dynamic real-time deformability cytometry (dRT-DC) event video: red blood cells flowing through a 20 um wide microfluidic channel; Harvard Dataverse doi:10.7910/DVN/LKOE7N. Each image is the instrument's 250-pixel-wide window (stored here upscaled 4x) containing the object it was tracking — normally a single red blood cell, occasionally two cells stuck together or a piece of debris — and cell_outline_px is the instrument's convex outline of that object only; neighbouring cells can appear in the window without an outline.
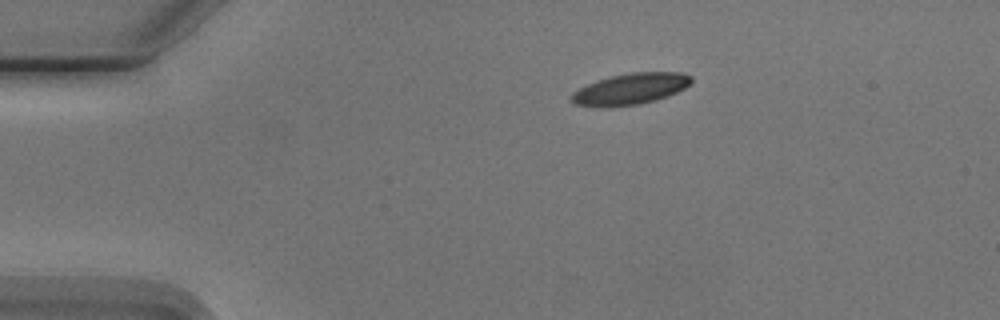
{"species": "Egyptian fruit bat (a non-hibernating species)", "species_latin": "Rousettus aegyptiacus", "temperature_condition": "cold", "stored_images_in_passage": 4, "camera_frame_rate_fps": 3000, "um_per_image_px": 0.085, "animal": {"sex": "male"}, "frame": {"image": 1, "passage_image": 4, "time_ms": 4.333, "image_size_px": [1000, 320], "cell_outline_px": [[692, 80], [684, 88], [668, 96], [656, 100], [640, 104], [604, 108], [576, 104], [572, 100], [572, 92], [596, 80], [612, 76], [632, 72], [680, 72], [692, 76]], "centroid_in_image_um": [53.59, 7.56], "position_along_channel_um": 31.4, "area_um2": 21.73}}